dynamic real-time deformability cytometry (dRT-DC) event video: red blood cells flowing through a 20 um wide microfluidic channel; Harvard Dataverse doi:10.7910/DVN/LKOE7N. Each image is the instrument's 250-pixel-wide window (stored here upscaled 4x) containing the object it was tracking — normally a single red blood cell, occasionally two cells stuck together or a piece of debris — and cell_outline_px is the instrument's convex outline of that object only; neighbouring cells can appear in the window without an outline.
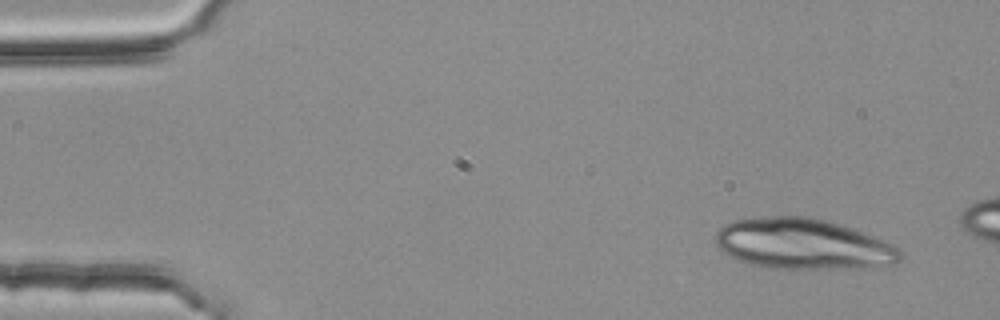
{"species": "common noctule bat (a hibernating species)", "species_latin": "Nyctalus noctula", "temperature_condition": "room temperature", "stored_images_in_passage": 8, "camera_frame_rate_fps": 3000, "um_per_image_px": 0.085, "animal": {"sex": "female", "body_mass_g": 25.1}, "frame": {"image": 1, "passage_image": 1, "time_ms": 0.0, "image_size_px": [1000, 320], "cell_outline_px": [[904, 256], [900, 260], [892, 264], [856, 268], [772, 268], [752, 264], [736, 260], [724, 252], [716, 244], [716, 232], [724, 224], [732, 220], [764, 216], [804, 216], [824, 220], [840, 224], [884, 240], [904, 252]], "centroid_in_image_um": [68.24, 20.73], "position_along_channel_um": 16.8, "area_um2": 54.39}}